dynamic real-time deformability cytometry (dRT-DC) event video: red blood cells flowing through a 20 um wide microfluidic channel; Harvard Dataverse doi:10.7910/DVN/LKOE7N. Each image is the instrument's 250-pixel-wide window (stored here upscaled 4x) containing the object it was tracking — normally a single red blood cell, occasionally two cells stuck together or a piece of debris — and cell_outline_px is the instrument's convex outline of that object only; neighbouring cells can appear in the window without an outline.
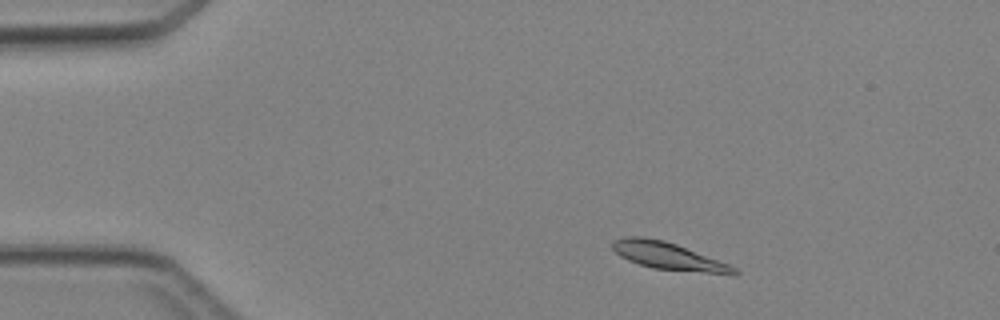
{"species": "Egyptian fruit bat (a non-hibernating species)", "species_latin": "Rousettus aegyptiacus", "temperature_condition": "cold", "stored_images_in_passage": 3, "segment_of_instrument_passage": [1, 2], "camera_frame_rate_fps": 3000, "um_per_image_px": 0.085, "animal": {"sex": "female"}, "frame": {"image": 1, "passage_image": 1, "time_ms": 0.0, "image_size_px": [1000, 320], "cell_outline_px": [[740, 272], [736, 276], [732, 276], [652, 268], [628, 260], [620, 256], [612, 248], [612, 244], [616, 240], [624, 236], [644, 236], [664, 240], [676, 244], [728, 264], [736, 268]], "centroid_in_image_um": [56.87, 21.79], "position_along_channel_um": 28.1, "area_um2": 19.54}}